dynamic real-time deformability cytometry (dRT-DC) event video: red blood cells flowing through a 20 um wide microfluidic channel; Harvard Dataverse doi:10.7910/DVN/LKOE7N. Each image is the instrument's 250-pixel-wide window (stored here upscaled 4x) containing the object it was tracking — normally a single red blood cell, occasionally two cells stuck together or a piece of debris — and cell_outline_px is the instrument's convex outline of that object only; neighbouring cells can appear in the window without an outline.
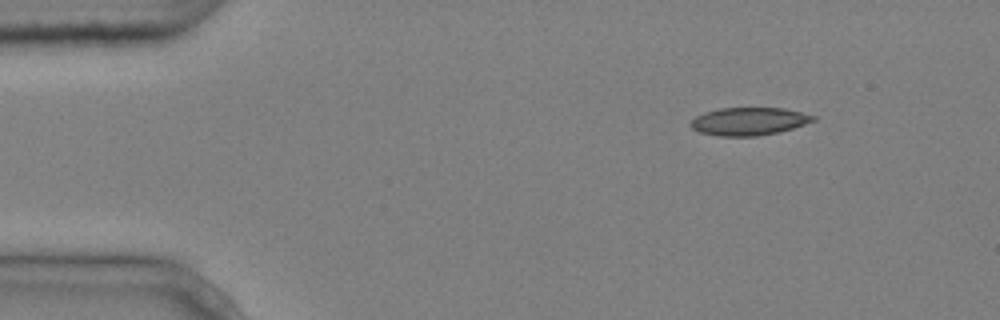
{"species": "common noctule bat (a hibernating species)", "species_latin": "Nyctalus noctula", "temperature_condition": "cold", "stored_images_in_passage": 5, "segment_of_instrument_passage": [2, 2], "camera_frame_rate_fps": 3000, "um_per_image_px": 0.085, "animal": {"sex": "male", "body_mass_g": 20.4}, "frame": {"image": 1, "passage_image": 5, "time_ms": 1.333, "image_size_px": [1000, 320], "cell_outline_px": [[816, 120], [780, 132], [756, 136], [720, 136], [700, 132], [692, 128], [688, 124], [696, 116], [704, 112], [720, 108], [784, 108], [816, 116]], "centroid_in_image_um": [63.64, 10.31], "position_along_channel_um": 21.4, "area_um2": 19.83}}